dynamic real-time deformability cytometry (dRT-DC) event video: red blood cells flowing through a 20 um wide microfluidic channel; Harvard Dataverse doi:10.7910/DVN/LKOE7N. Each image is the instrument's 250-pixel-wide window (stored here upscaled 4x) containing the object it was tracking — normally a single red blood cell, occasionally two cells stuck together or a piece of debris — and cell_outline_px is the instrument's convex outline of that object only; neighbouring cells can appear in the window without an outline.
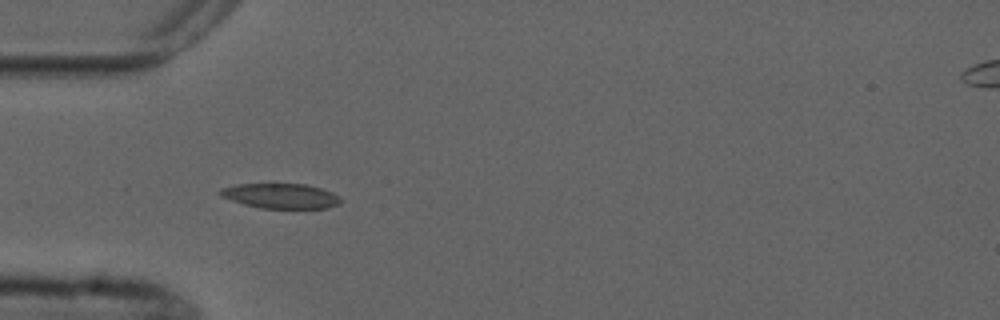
{"species": "common noctule bat (a hibernating species)", "species_latin": "Nyctalus noctula", "temperature_condition": "cold", "stored_images_in_passage": 9, "camera_frame_rate_fps": 3000, "um_per_image_px": 0.085, "animal": {"sex": "male", "forearm_length_mm": 52.5}, "frame": {"image": 1, "passage_image": 4, "time_ms": 3.333, "image_size_px": [1000, 320], "cell_outline_px": [[340, 204], [328, 208], [260, 208], [244, 204], [220, 196], [216, 192], [220, 188], [236, 184], [304, 184], [320, 188], [332, 192], [340, 200]], "centroid_in_image_um": [23.8, 16.65], "position_along_channel_um": 61.2, "area_um2": 17.46}}
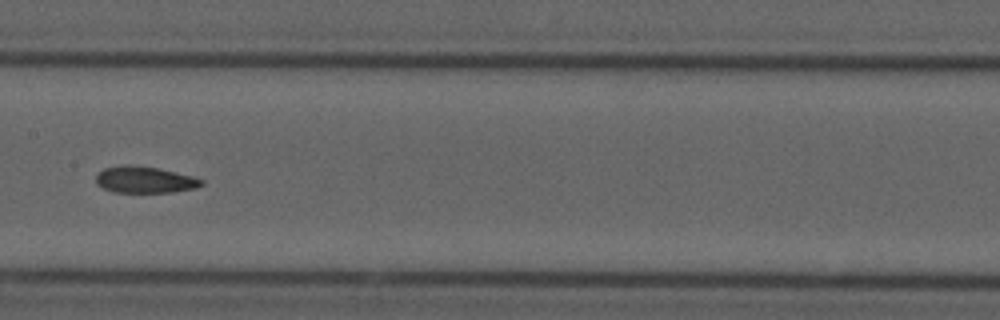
{"frame": {"image": 2, "passage_image": 7, "time_ms": 7.0, "image_size_px": [1000, 320], "cell_outline_px": [[204, 184], [196, 188], [172, 192], [112, 192], [96, 184], [96, 176], [104, 168], [124, 164], [132, 164], [156, 168], [192, 176], [204, 180]], "centroid_in_image_um": [12.29, 15.27], "position_along_channel_um": 195.1, "area_um2": 16.3}}
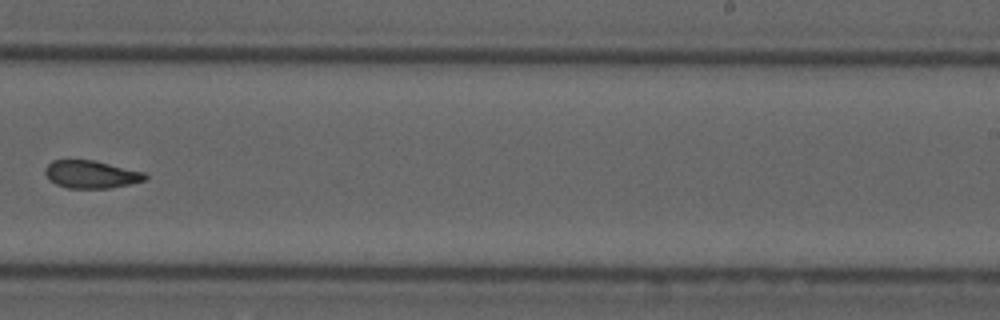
{"frame": {"image": 3, "passage_image": 9, "time_ms": 9.333, "image_size_px": [1000, 320], "cell_outline_px": [[148, 180], [108, 188], [68, 188], [56, 184], [48, 180], [44, 172], [44, 168], [52, 160], [96, 160], [144, 172], [148, 176]], "centroid_in_image_um": [7.74, 14.81], "position_along_channel_um": 281.3, "area_um2": 16.3}}